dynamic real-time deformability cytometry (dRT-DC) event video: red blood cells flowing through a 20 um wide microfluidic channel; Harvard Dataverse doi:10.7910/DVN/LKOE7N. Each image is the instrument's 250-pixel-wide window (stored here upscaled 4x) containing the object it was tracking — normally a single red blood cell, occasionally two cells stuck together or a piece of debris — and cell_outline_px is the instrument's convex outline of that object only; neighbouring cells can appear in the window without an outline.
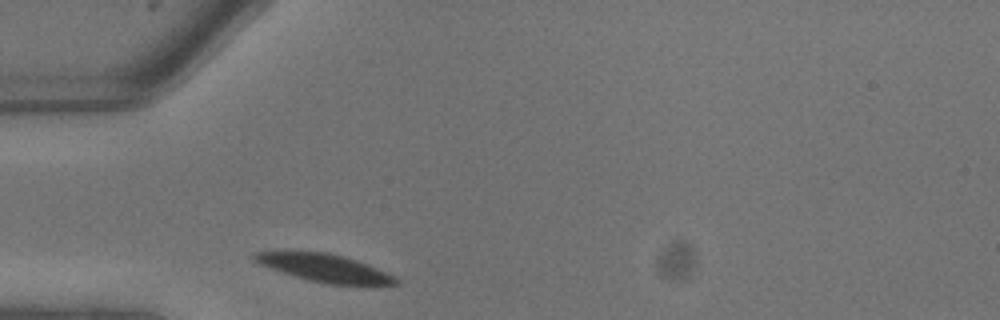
{"species": "common noctule bat (a hibernating species)", "species_latin": "Nyctalus noctula", "temperature_condition": "warm", "stored_images_in_passage": 1, "camera_frame_rate_fps": 3000, "um_per_image_px": 0.085, "animal": {"sex": "male", "body_mass_g": 13.3}, "frame": {"image": 1, "passage_image": 1, "time_ms": 0.0, "image_size_px": [1000, 320], "cell_outline_px": [[400, 284], [328, 284], [308, 280], [280, 272], [260, 264], [252, 260], [252, 252], [328, 252], [344, 256], [368, 264], [396, 276]], "centroid_in_image_um": [27.58, 22.77], "position_along_channel_um": 57.4, "area_um2": 22.66}}